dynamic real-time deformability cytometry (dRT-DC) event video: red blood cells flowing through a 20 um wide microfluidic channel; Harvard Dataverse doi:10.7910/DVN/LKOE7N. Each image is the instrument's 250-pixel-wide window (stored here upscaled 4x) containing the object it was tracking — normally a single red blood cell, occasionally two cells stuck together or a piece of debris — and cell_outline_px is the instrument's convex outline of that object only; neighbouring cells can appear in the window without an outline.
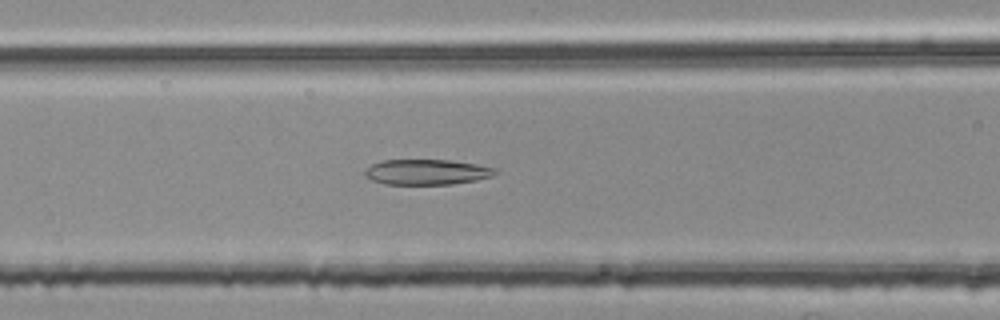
{"species": "common noctule bat (a hibernating species)", "species_latin": "Nyctalus noctula", "temperature_condition": "room temperature", "stored_images_in_passage": 35, "camera_frame_rate_fps": 3000, "um_per_image_px": 0.085, "animal": {"sex": "female", "body_mass_g": 25.1}, "frame": {"image": 1, "passage_image": 8, "time_ms": 2.333, "image_size_px": [1000, 320], "cell_outline_px": [[496, 172], [492, 176], [476, 180], [452, 184], [384, 184], [372, 180], [364, 176], [364, 172], [372, 164], [380, 160], [448, 160], [476, 164], [496, 168]], "centroid_in_image_um": [36.25, 14.62], "position_along_channel_um": 130.4, "area_um2": 19.19}}
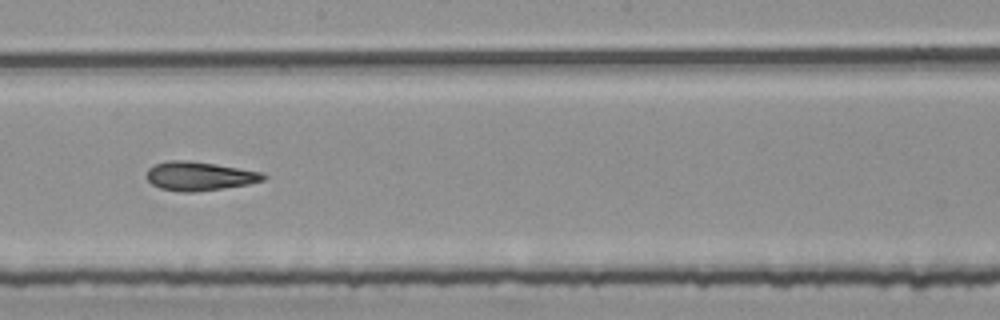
{"frame": {"image": 2, "passage_image": 16, "time_ms": 5.0, "image_size_px": [1000, 320], "cell_outline_px": [[268, 176], [264, 180], [248, 184], [196, 192], [180, 192], [160, 188], [152, 184], [148, 180], [148, 168], [156, 164], [168, 160], [184, 160], [212, 164], [260, 172]], "centroid_in_image_um": [16.93, 14.98], "position_along_channel_um": 231.3, "area_um2": 19.25}}
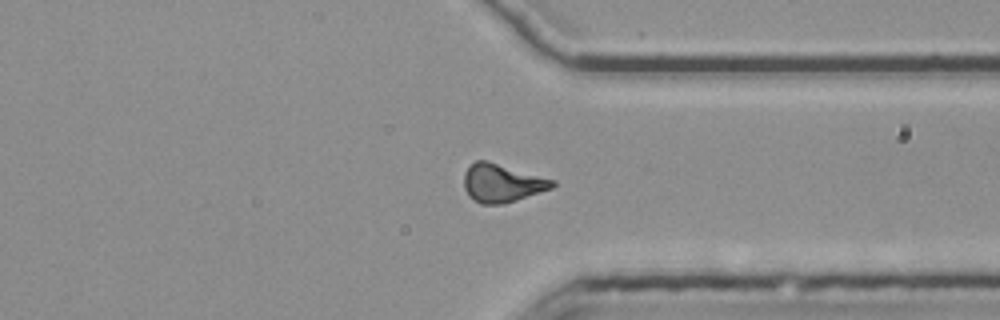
{"frame": {"image": 3, "passage_image": 27, "time_ms": 8.667, "image_size_px": [1000, 320], "cell_outline_px": [[556, 184], [552, 188], [516, 200], [500, 204], [480, 204], [464, 188], [464, 172], [476, 160], [488, 160], [556, 180]], "centroid_in_image_um": [42.7, 15.54], "position_along_channel_um": 368.7, "area_um2": 19.54}}